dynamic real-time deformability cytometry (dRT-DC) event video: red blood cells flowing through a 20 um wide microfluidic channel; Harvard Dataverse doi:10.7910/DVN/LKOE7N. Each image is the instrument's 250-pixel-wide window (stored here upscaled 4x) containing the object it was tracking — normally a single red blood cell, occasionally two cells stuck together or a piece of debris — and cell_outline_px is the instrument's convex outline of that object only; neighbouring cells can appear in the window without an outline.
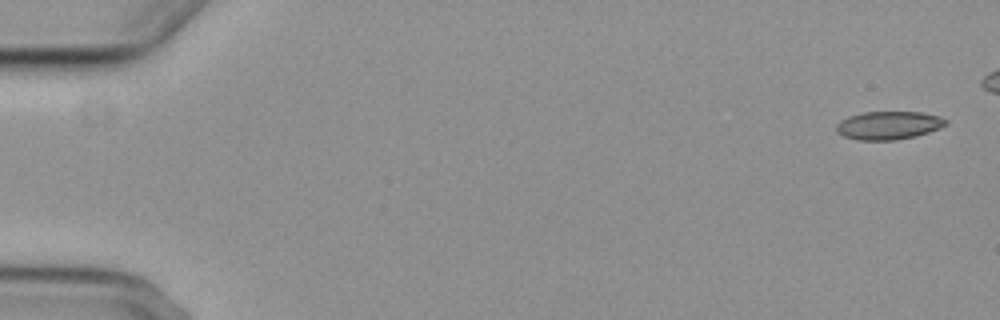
{"species": "common noctule bat (a hibernating species)", "species_latin": "Nyctalus noctula", "temperature_condition": "cold", "stored_images_in_passage": 7, "camera_frame_rate_fps": 3000, "um_per_image_px": 0.085, "animal": {"sex": "female", "body_mass_g": 29.2, "forearm_length_mm": 56.3}, "frame": {"image": 1, "passage_image": 1, "time_ms": 0.0, "image_size_px": [1000, 320], "cell_outline_px": [[948, 124], [940, 128], [916, 136], [896, 140], [856, 140], [844, 136], [836, 132], [836, 124], [840, 120], [848, 116], [864, 112], [924, 112], [940, 116], [948, 120]], "centroid_in_image_um": [75.54, 10.65], "position_along_channel_um": 9.5, "area_um2": 18.21}}